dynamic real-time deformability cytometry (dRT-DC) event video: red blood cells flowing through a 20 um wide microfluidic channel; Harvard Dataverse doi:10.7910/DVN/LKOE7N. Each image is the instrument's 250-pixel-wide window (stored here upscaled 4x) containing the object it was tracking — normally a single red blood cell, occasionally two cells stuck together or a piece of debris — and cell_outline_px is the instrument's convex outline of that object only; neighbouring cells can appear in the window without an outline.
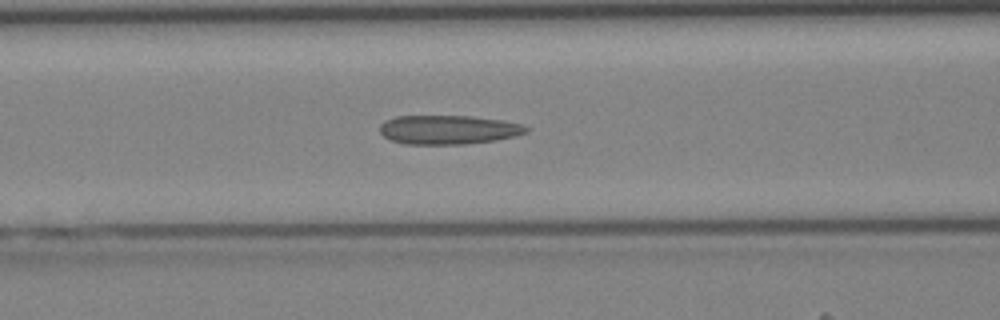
{"species": "Egyptian fruit bat (a non-hibernating species)", "species_latin": "Rousettus aegyptiacus", "temperature_condition": "cold", "stored_images_in_passage": 34, "camera_frame_rate_fps": 3000, "um_per_image_px": 0.085, "animal": {"sex": "female"}, "frame": {"image": 1, "passage_image": 9, "time_ms": 2.667, "image_size_px": [1000, 320], "cell_outline_px": [[528, 132], [516, 136], [496, 140], [464, 144], [404, 144], [392, 140], [384, 136], [380, 132], [380, 124], [396, 116], [472, 116], [504, 120], [520, 124], [528, 128]], "centroid_in_image_um": [38.13, 11.02], "position_along_channel_um": 128.5, "area_um2": 24.74}}
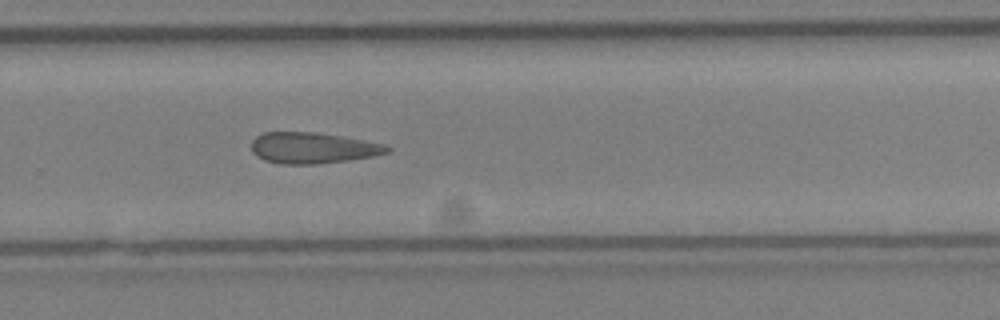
{"frame": {"image": 2, "passage_image": 20, "time_ms": 6.333, "image_size_px": [1000, 320], "cell_outline_px": [[392, 148], [388, 152], [372, 156], [348, 160], [316, 164], [280, 164], [264, 160], [256, 156], [252, 152], [252, 140], [256, 136], [264, 132], [312, 132], [340, 136], [384, 144]], "centroid_in_image_um": [26.54, 12.58], "position_along_channel_um": 303.3, "area_um2": 24.39}}
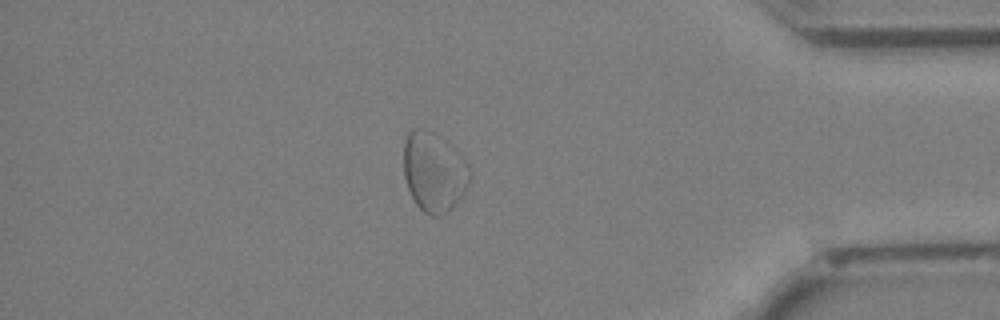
{"frame": {"image": 3, "passage_image": 28, "time_ms": 9.0, "image_size_px": [1000, 320], "cell_outline_px": [[472, 180], [456, 204], [448, 212], [440, 216], [432, 216], [424, 212], [416, 204], [408, 188], [404, 176], [404, 140], [408, 132], [412, 128], [424, 128], [432, 132], [464, 160], [468, 164], [472, 172]], "centroid_in_image_um": [36.88, 14.65], "position_along_channel_um": 398.3, "area_um2": 30.46}}